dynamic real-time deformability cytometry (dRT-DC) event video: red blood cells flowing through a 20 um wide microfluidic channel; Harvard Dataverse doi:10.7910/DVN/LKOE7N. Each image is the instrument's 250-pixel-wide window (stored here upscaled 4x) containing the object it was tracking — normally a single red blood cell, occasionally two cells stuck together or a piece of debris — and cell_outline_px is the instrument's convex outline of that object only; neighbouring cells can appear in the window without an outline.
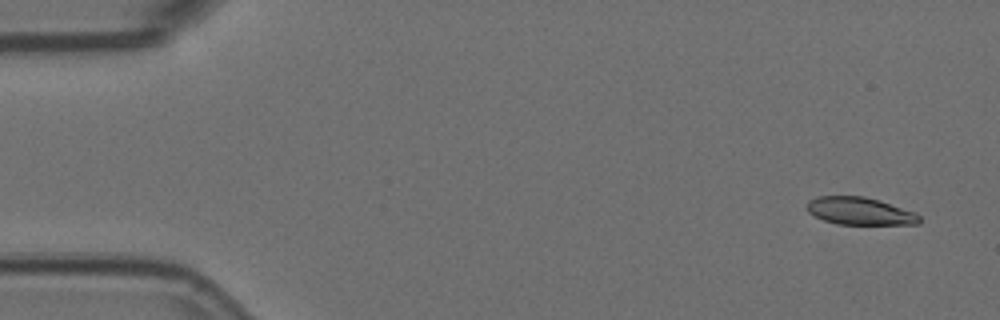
{"species": "Egyptian fruit bat (a non-hibernating species)", "species_latin": "Rousettus aegyptiacus", "temperature_condition": "room temperature", "stored_images_in_passage": 5, "camera_frame_rate_fps": 3000, "um_per_image_px": 0.085, "animal": {"sex": "female"}, "frame": {"image": 1, "passage_image": 1, "time_ms": 0.0, "image_size_px": [1000, 320], "cell_outline_px": [[920, 224], [836, 224], [824, 220], [808, 212], [808, 200], [816, 196], [864, 196], [880, 200], [916, 212], [920, 216]], "centroid_in_image_um": [73.11, 17.93], "position_along_channel_um": 11.9, "area_um2": 18.09}}
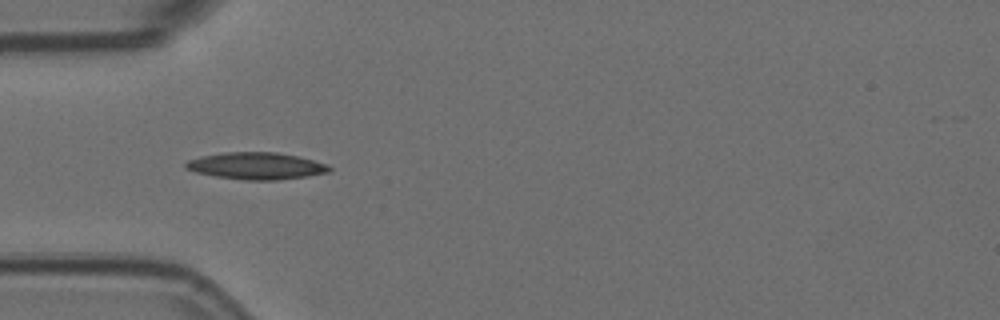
{"frame": {"image": 2, "passage_image": 5, "time_ms": 1.333, "image_size_px": [1000, 320], "cell_outline_px": [[332, 168], [328, 172], [308, 176], [280, 180], [244, 180], [216, 176], [196, 172], [184, 168], [184, 164], [188, 160], [200, 156], [224, 152], [276, 152], [300, 156], [328, 164]], "centroid_in_image_um": [21.8, 14.1], "position_along_channel_um": 63.2, "area_um2": 22.72}}